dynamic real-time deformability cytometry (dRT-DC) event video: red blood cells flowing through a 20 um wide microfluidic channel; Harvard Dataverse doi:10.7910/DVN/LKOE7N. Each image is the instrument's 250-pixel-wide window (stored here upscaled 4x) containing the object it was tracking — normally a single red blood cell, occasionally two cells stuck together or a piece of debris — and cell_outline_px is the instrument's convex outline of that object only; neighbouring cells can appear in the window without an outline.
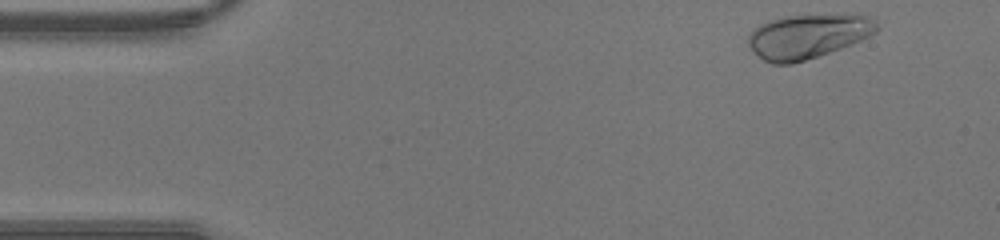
{"species": "human", "species_latin": "Homo sapiens", "temperature_condition": "warm", "stored_images_in_passage": 42, "camera_frame_rate_fps": 3000, "um_per_image_px": 0.085, "donor": {"sex": "male"}, "frame": {"image": 1, "passage_image": 1, "time_ms": 0.0, "image_size_px": [1000, 240], "cell_outline_px": [[880, 28], [876, 32], [852, 44], [792, 64], [772, 64], [764, 60], [752, 52], [748, 44], [748, 36], [752, 28], [768, 20], [784, 16], [860, 12], [876, 20]], "centroid_in_image_um": [68.69, 3.03], "position_along_channel_um": 16.3, "area_um2": 33.93}}
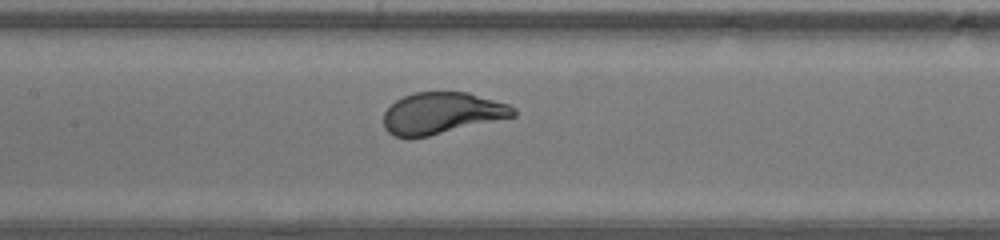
{"frame": {"image": 2, "passage_image": 18, "time_ms": 5.667, "image_size_px": [1000, 240], "cell_outline_px": [[516, 116], [428, 136], [408, 140], [392, 136], [384, 128], [384, 112], [396, 100], [404, 96], [416, 92], [468, 92], [508, 104], [516, 108]], "centroid_in_image_um": [37.53, 9.64], "position_along_channel_um": 169.9, "area_um2": 31.62}}
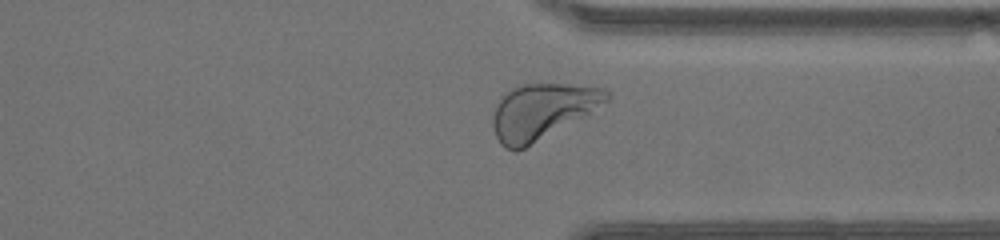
{"frame": {"image": 3, "passage_image": 31, "time_ms": 10.0, "image_size_px": [1000, 240], "cell_outline_px": [[612, 96], [608, 100], [588, 112], [524, 148], [516, 152], [504, 148], [500, 144], [496, 136], [492, 124], [492, 116], [500, 96], [512, 88], [520, 84], [564, 84], [604, 88]], "centroid_in_image_um": [45.99, 9.45], "position_along_channel_um": 365.4, "area_um2": 36.01}}